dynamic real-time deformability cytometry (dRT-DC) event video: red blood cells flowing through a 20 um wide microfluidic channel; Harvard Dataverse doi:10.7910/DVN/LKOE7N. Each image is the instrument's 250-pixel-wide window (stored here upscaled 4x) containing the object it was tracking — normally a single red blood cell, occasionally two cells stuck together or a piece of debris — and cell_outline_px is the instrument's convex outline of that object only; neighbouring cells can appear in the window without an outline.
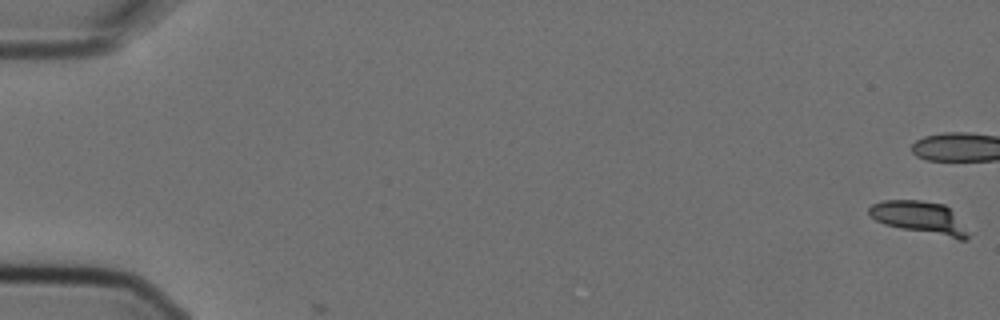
{"species": "Egyptian fruit bat (a non-hibernating species)", "species_latin": "Rousettus aegyptiacus", "temperature_condition": "cold", "stored_images_in_passage": 2, "camera_frame_rate_fps": 3000, "um_per_image_px": 0.085, "animal": {"sex": "female"}, "frame": {"image": 1, "passage_image": 1, "time_ms": 0.0, "image_size_px": [1000, 320], "cell_outline_px": [[968, 240], [956, 240], [900, 228], [884, 224], [876, 220], [868, 212], [868, 208], [872, 204], [884, 200], [920, 200], [944, 204], [952, 212], [968, 236]], "centroid_in_image_um": [78.12, 18.5], "position_along_channel_um": 6.9, "area_um2": 18.5}}